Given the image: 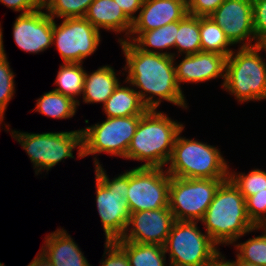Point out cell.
<instances>
[{
  "label": "cell",
  "instance_id": "6da1fadb",
  "mask_svg": "<svg viewBox=\"0 0 266 266\" xmlns=\"http://www.w3.org/2000/svg\"><path fill=\"white\" fill-rule=\"evenodd\" d=\"M118 43L126 62L122 69L127 73L125 80L138 92L148 109L160 108L163 101L182 109L189 108L176 80L173 56L144 52L129 40Z\"/></svg>",
  "mask_w": 266,
  "mask_h": 266
},
{
  "label": "cell",
  "instance_id": "cb8c5ba5",
  "mask_svg": "<svg viewBox=\"0 0 266 266\" xmlns=\"http://www.w3.org/2000/svg\"><path fill=\"white\" fill-rule=\"evenodd\" d=\"M128 255L130 266H167L163 246L130 241H115Z\"/></svg>",
  "mask_w": 266,
  "mask_h": 266
},
{
  "label": "cell",
  "instance_id": "4dcf8cb0",
  "mask_svg": "<svg viewBox=\"0 0 266 266\" xmlns=\"http://www.w3.org/2000/svg\"><path fill=\"white\" fill-rule=\"evenodd\" d=\"M94 0H44V8L48 15L55 18L84 17Z\"/></svg>",
  "mask_w": 266,
  "mask_h": 266
},
{
  "label": "cell",
  "instance_id": "7a4b0ae2",
  "mask_svg": "<svg viewBox=\"0 0 266 266\" xmlns=\"http://www.w3.org/2000/svg\"><path fill=\"white\" fill-rule=\"evenodd\" d=\"M200 223L218 247L258 232V226L247 215L245 198L229 178L218 187Z\"/></svg>",
  "mask_w": 266,
  "mask_h": 266
},
{
  "label": "cell",
  "instance_id": "2e32d148",
  "mask_svg": "<svg viewBox=\"0 0 266 266\" xmlns=\"http://www.w3.org/2000/svg\"><path fill=\"white\" fill-rule=\"evenodd\" d=\"M174 58V66L176 73V80L179 87L184 83L198 84L208 82L222 78L223 81L221 87L225 82V71H226V59L224 55H220L212 52L199 51L196 54L184 55L183 59L176 62ZM182 83V84H181Z\"/></svg>",
  "mask_w": 266,
  "mask_h": 266
},
{
  "label": "cell",
  "instance_id": "7402d4cb",
  "mask_svg": "<svg viewBox=\"0 0 266 266\" xmlns=\"http://www.w3.org/2000/svg\"><path fill=\"white\" fill-rule=\"evenodd\" d=\"M177 32L178 21L145 32H131L127 40L144 52L173 56V53L167 50L175 48ZM165 49L167 50L163 52Z\"/></svg>",
  "mask_w": 266,
  "mask_h": 266
},
{
  "label": "cell",
  "instance_id": "836d02e7",
  "mask_svg": "<svg viewBox=\"0 0 266 266\" xmlns=\"http://www.w3.org/2000/svg\"><path fill=\"white\" fill-rule=\"evenodd\" d=\"M225 0H186L189 15L210 16Z\"/></svg>",
  "mask_w": 266,
  "mask_h": 266
},
{
  "label": "cell",
  "instance_id": "ffe728a7",
  "mask_svg": "<svg viewBox=\"0 0 266 266\" xmlns=\"http://www.w3.org/2000/svg\"><path fill=\"white\" fill-rule=\"evenodd\" d=\"M118 75L114 67L109 65L101 66L91 73L86 71L82 95L84 104L102 103L103 106L120 83Z\"/></svg>",
  "mask_w": 266,
  "mask_h": 266
},
{
  "label": "cell",
  "instance_id": "484cf974",
  "mask_svg": "<svg viewBox=\"0 0 266 266\" xmlns=\"http://www.w3.org/2000/svg\"><path fill=\"white\" fill-rule=\"evenodd\" d=\"M77 108V102L72 98L51 90L47 93H43V95L36 100L35 109L32 111L39 112L50 118L62 120L74 117L77 113Z\"/></svg>",
  "mask_w": 266,
  "mask_h": 266
},
{
  "label": "cell",
  "instance_id": "5b68a950",
  "mask_svg": "<svg viewBox=\"0 0 266 266\" xmlns=\"http://www.w3.org/2000/svg\"><path fill=\"white\" fill-rule=\"evenodd\" d=\"M5 131L17 141L25 150L33 165L35 175L42 174L52 169L55 165L64 162L67 158H73V152L77 149V157L82 155V129L73 131L28 133L20 130H12L9 124H3ZM43 170V171H42Z\"/></svg>",
  "mask_w": 266,
  "mask_h": 266
},
{
  "label": "cell",
  "instance_id": "ab89813d",
  "mask_svg": "<svg viewBox=\"0 0 266 266\" xmlns=\"http://www.w3.org/2000/svg\"><path fill=\"white\" fill-rule=\"evenodd\" d=\"M254 46L255 48L258 50V51H264L265 52V55H266V36L265 37H261V38H257L255 40V43H254Z\"/></svg>",
  "mask_w": 266,
  "mask_h": 266
},
{
  "label": "cell",
  "instance_id": "4fadbf2b",
  "mask_svg": "<svg viewBox=\"0 0 266 266\" xmlns=\"http://www.w3.org/2000/svg\"><path fill=\"white\" fill-rule=\"evenodd\" d=\"M209 17L234 46H254L252 0H225Z\"/></svg>",
  "mask_w": 266,
  "mask_h": 266
},
{
  "label": "cell",
  "instance_id": "ac0fdd59",
  "mask_svg": "<svg viewBox=\"0 0 266 266\" xmlns=\"http://www.w3.org/2000/svg\"><path fill=\"white\" fill-rule=\"evenodd\" d=\"M64 228H57L44 237L40 251L53 266H92L84 252Z\"/></svg>",
  "mask_w": 266,
  "mask_h": 266
},
{
  "label": "cell",
  "instance_id": "603a6c76",
  "mask_svg": "<svg viewBox=\"0 0 266 266\" xmlns=\"http://www.w3.org/2000/svg\"><path fill=\"white\" fill-rule=\"evenodd\" d=\"M82 63H62L54 81V91L72 98L80 106L78 97L83 95L86 70Z\"/></svg>",
  "mask_w": 266,
  "mask_h": 266
},
{
  "label": "cell",
  "instance_id": "9a60e30c",
  "mask_svg": "<svg viewBox=\"0 0 266 266\" xmlns=\"http://www.w3.org/2000/svg\"><path fill=\"white\" fill-rule=\"evenodd\" d=\"M54 19L44 7L34 12L20 14L13 24L16 45L25 52L38 54L52 45Z\"/></svg>",
  "mask_w": 266,
  "mask_h": 266
},
{
  "label": "cell",
  "instance_id": "277c9868",
  "mask_svg": "<svg viewBox=\"0 0 266 266\" xmlns=\"http://www.w3.org/2000/svg\"><path fill=\"white\" fill-rule=\"evenodd\" d=\"M178 133L166 171L172 177L190 179H228L230 165L214 145L188 139Z\"/></svg>",
  "mask_w": 266,
  "mask_h": 266
},
{
  "label": "cell",
  "instance_id": "1f68e13d",
  "mask_svg": "<svg viewBox=\"0 0 266 266\" xmlns=\"http://www.w3.org/2000/svg\"><path fill=\"white\" fill-rule=\"evenodd\" d=\"M246 211L255 226L266 223V191L257 192L246 199Z\"/></svg>",
  "mask_w": 266,
  "mask_h": 266
},
{
  "label": "cell",
  "instance_id": "d6a6232c",
  "mask_svg": "<svg viewBox=\"0 0 266 266\" xmlns=\"http://www.w3.org/2000/svg\"><path fill=\"white\" fill-rule=\"evenodd\" d=\"M100 266H130L127 253L115 242L105 241Z\"/></svg>",
  "mask_w": 266,
  "mask_h": 266
},
{
  "label": "cell",
  "instance_id": "d590c367",
  "mask_svg": "<svg viewBox=\"0 0 266 266\" xmlns=\"http://www.w3.org/2000/svg\"><path fill=\"white\" fill-rule=\"evenodd\" d=\"M0 2L20 14L31 13L44 7V0H0Z\"/></svg>",
  "mask_w": 266,
  "mask_h": 266
},
{
  "label": "cell",
  "instance_id": "83f0119b",
  "mask_svg": "<svg viewBox=\"0 0 266 266\" xmlns=\"http://www.w3.org/2000/svg\"><path fill=\"white\" fill-rule=\"evenodd\" d=\"M3 43V30L0 23V126H3L1 124L5 120V111L16 91L15 73L10 67Z\"/></svg>",
  "mask_w": 266,
  "mask_h": 266
},
{
  "label": "cell",
  "instance_id": "4316f807",
  "mask_svg": "<svg viewBox=\"0 0 266 266\" xmlns=\"http://www.w3.org/2000/svg\"><path fill=\"white\" fill-rule=\"evenodd\" d=\"M201 51L217 53L228 57L234 46L222 28L209 16L200 17Z\"/></svg>",
  "mask_w": 266,
  "mask_h": 266
},
{
  "label": "cell",
  "instance_id": "5bb4252c",
  "mask_svg": "<svg viewBox=\"0 0 266 266\" xmlns=\"http://www.w3.org/2000/svg\"><path fill=\"white\" fill-rule=\"evenodd\" d=\"M175 219L169 208L130 213L124 234L115 241L163 246Z\"/></svg>",
  "mask_w": 266,
  "mask_h": 266
},
{
  "label": "cell",
  "instance_id": "7c38bea8",
  "mask_svg": "<svg viewBox=\"0 0 266 266\" xmlns=\"http://www.w3.org/2000/svg\"><path fill=\"white\" fill-rule=\"evenodd\" d=\"M170 175L165 168L129 169L126 202L130 213L168 207Z\"/></svg>",
  "mask_w": 266,
  "mask_h": 266
},
{
  "label": "cell",
  "instance_id": "d6986e66",
  "mask_svg": "<svg viewBox=\"0 0 266 266\" xmlns=\"http://www.w3.org/2000/svg\"><path fill=\"white\" fill-rule=\"evenodd\" d=\"M84 17L99 31L105 29L117 35L125 33L123 37H118V42L129 38L133 26V22L114 0H94Z\"/></svg>",
  "mask_w": 266,
  "mask_h": 266
},
{
  "label": "cell",
  "instance_id": "8fae6325",
  "mask_svg": "<svg viewBox=\"0 0 266 266\" xmlns=\"http://www.w3.org/2000/svg\"><path fill=\"white\" fill-rule=\"evenodd\" d=\"M53 22L52 45L56 46L62 63H82L94 54L101 43V33L85 17L65 18Z\"/></svg>",
  "mask_w": 266,
  "mask_h": 266
},
{
  "label": "cell",
  "instance_id": "f35d334b",
  "mask_svg": "<svg viewBox=\"0 0 266 266\" xmlns=\"http://www.w3.org/2000/svg\"><path fill=\"white\" fill-rule=\"evenodd\" d=\"M27 266H53L48 258L39 250L33 260Z\"/></svg>",
  "mask_w": 266,
  "mask_h": 266
},
{
  "label": "cell",
  "instance_id": "3957f363",
  "mask_svg": "<svg viewBox=\"0 0 266 266\" xmlns=\"http://www.w3.org/2000/svg\"><path fill=\"white\" fill-rule=\"evenodd\" d=\"M184 123L163 111L148 109L141 117L126 153L127 160L143 162L137 167L165 168Z\"/></svg>",
  "mask_w": 266,
  "mask_h": 266
},
{
  "label": "cell",
  "instance_id": "b9f144b4",
  "mask_svg": "<svg viewBox=\"0 0 266 266\" xmlns=\"http://www.w3.org/2000/svg\"><path fill=\"white\" fill-rule=\"evenodd\" d=\"M168 264L169 265H167V266H187V265L177 264V263H174V262H169Z\"/></svg>",
  "mask_w": 266,
  "mask_h": 266
},
{
  "label": "cell",
  "instance_id": "52a82bcc",
  "mask_svg": "<svg viewBox=\"0 0 266 266\" xmlns=\"http://www.w3.org/2000/svg\"><path fill=\"white\" fill-rule=\"evenodd\" d=\"M96 207L102 223L105 241L120 239L130 217L126 202L129 170L110 179L103 165L95 166Z\"/></svg>",
  "mask_w": 266,
  "mask_h": 266
},
{
  "label": "cell",
  "instance_id": "e0dca14e",
  "mask_svg": "<svg viewBox=\"0 0 266 266\" xmlns=\"http://www.w3.org/2000/svg\"><path fill=\"white\" fill-rule=\"evenodd\" d=\"M187 12L186 0H143L131 32H145L182 20Z\"/></svg>",
  "mask_w": 266,
  "mask_h": 266
},
{
  "label": "cell",
  "instance_id": "8d00e7d4",
  "mask_svg": "<svg viewBox=\"0 0 266 266\" xmlns=\"http://www.w3.org/2000/svg\"><path fill=\"white\" fill-rule=\"evenodd\" d=\"M125 15L133 22L142 7L143 0H114ZM136 14V15H135Z\"/></svg>",
  "mask_w": 266,
  "mask_h": 266
},
{
  "label": "cell",
  "instance_id": "ba28073f",
  "mask_svg": "<svg viewBox=\"0 0 266 266\" xmlns=\"http://www.w3.org/2000/svg\"><path fill=\"white\" fill-rule=\"evenodd\" d=\"M142 115L127 117H106L103 122H97L82 129V155L95 156L94 167L101 165L98 154L106 153L126 159V153L135 134ZM97 156H96V155Z\"/></svg>",
  "mask_w": 266,
  "mask_h": 266
},
{
  "label": "cell",
  "instance_id": "f1b7e54d",
  "mask_svg": "<svg viewBox=\"0 0 266 266\" xmlns=\"http://www.w3.org/2000/svg\"><path fill=\"white\" fill-rule=\"evenodd\" d=\"M262 234L249 238L245 242H234L236 256L242 260L258 266H266V230L258 226Z\"/></svg>",
  "mask_w": 266,
  "mask_h": 266
},
{
  "label": "cell",
  "instance_id": "30bf717a",
  "mask_svg": "<svg viewBox=\"0 0 266 266\" xmlns=\"http://www.w3.org/2000/svg\"><path fill=\"white\" fill-rule=\"evenodd\" d=\"M227 179L170 176L168 207L177 221H200L220 184Z\"/></svg>",
  "mask_w": 266,
  "mask_h": 266
},
{
  "label": "cell",
  "instance_id": "74e56055",
  "mask_svg": "<svg viewBox=\"0 0 266 266\" xmlns=\"http://www.w3.org/2000/svg\"><path fill=\"white\" fill-rule=\"evenodd\" d=\"M226 257L222 252H219L210 262L204 266H234L232 260L225 259Z\"/></svg>",
  "mask_w": 266,
  "mask_h": 266
},
{
  "label": "cell",
  "instance_id": "d4e9b609",
  "mask_svg": "<svg viewBox=\"0 0 266 266\" xmlns=\"http://www.w3.org/2000/svg\"><path fill=\"white\" fill-rule=\"evenodd\" d=\"M173 57L191 55L201 51L200 17L187 14L178 21Z\"/></svg>",
  "mask_w": 266,
  "mask_h": 266
},
{
  "label": "cell",
  "instance_id": "f546056e",
  "mask_svg": "<svg viewBox=\"0 0 266 266\" xmlns=\"http://www.w3.org/2000/svg\"><path fill=\"white\" fill-rule=\"evenodd\" d=\"M245 200L257 192L266 191V170L253 168L249 173L229 169V177Z\"/></svg>",
  "mask_w": 266,
  "mask_h": 266
},
{
  "label": "cell",
  "instance_id": "9c48e42d",
  "mask_svg": "<svg viewBox=\"0 0 266 266\" xmlns=\"http://www.w3.org/2000/svg\"><path fill=\"white\" fill-rule=\"evenodd\" d=\"M197 223L199 221H174L163 245L169 262L204 266L220 252V247L205 231L200 230Z\"/></svg>",
  "mask_w": 266,
  "mask_h": 266
},
{
  "label": "cell",
  "instance_id": "60d3db41",
  "mask_svg": "<svg viewBox=\"0 0 266 266\" xmlns=\"http://www.w3.org/2000/svg\"><path fill=\"white\" fill-rule=\"evenodd\" d=\"M232 261H233L234 266H258V265H255V264H252L246 261H242L237 256H236V259Z\"/></svg>",
  "mask_w": 266,
  "mask_h": 266
},
{
  "label": "cell",
  "instance_id": "44dd1931",
  "mask_svg": "<svg viewBox=\"0 0 266 266\" xmlns=\"http://www.w3.org/2000/svg\"><path fill=\"white\" fill-rule=\"evenodd\" d=\"M128 84L129 86H127ZM102 108L106 117L143 115L148 110L138 92L127 80L119 83Z\"/></svg>",
  "mask_w": 266,
  "mask_h": 266
},
{
  "label": "cell",
  "instance_id": "8992f818",
  "mask_svg": "<svg viewBox=\"0 0 266 266\" xmlns=\"http://www.w3.org/2000/svg\"><path fill=\"white\" fill-rule=\"evenodd\" d=\"M255 46L238 47L226 59L223 89L240 102L266 100V62Z\"/></svg>",
  "mask_w": 266,
  "mask_h": 266
},
{
  "label": "cell",
  "instance_id": "e575fe53",
  "mask_svg": "<svg viewBox=\"0 0 266 266\" xmlns=\"http://www.w3.org/2000/svg\"><path fill=\"white\" fill-rule=\"evenodd\" d=\"M253 29L255 37L266 36V0H252Z\"/></svg>",
  "mask_w": 266,
  "mask_h": 266
}]
</instances>
